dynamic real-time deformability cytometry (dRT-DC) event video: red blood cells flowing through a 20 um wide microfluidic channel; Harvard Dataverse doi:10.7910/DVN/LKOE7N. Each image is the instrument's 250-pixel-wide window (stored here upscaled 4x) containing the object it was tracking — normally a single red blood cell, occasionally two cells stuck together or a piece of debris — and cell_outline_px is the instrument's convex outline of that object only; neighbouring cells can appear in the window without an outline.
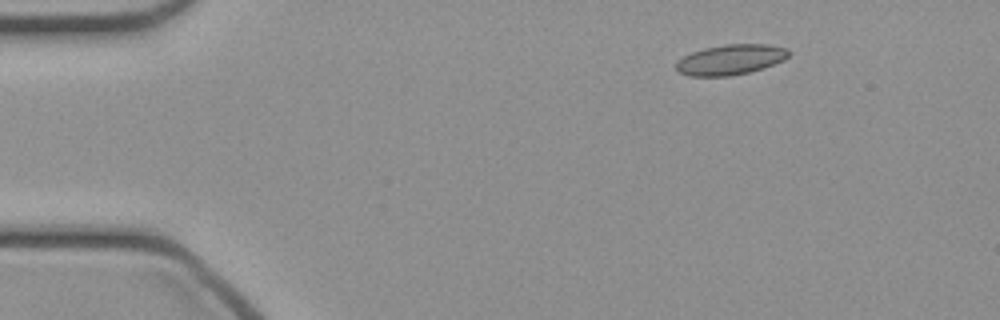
{"species": "common noctule bat (a hibernating species)", "species_latin": "Nyctalus noctula", "temperature_condition": "cold", "stored_images_in_passage": 43, "camera_frame_rate_fps": 3000, "um_per_image_px": 0.085, "animal": {"sex": "female", "body_mass_g": 21.9}, "frame": {"image": 1, "passage_image": 2, "time_ms": 0.333, "image_size_px": [1000, 320], "cell_outline_px": [[792, 52], [784, 60], [764, 68], [748, 72], [728, 76], [688, 76], [680, 72], [676, 68], [676, 64], [684, 56], [692, 52], [704, 48], [724, 44], [768, 44], [788, 48]], "centroid_in_image_um": [62.15, 5.06], "position_along_channel_um": 22.9, "area_um2": 19.88}}
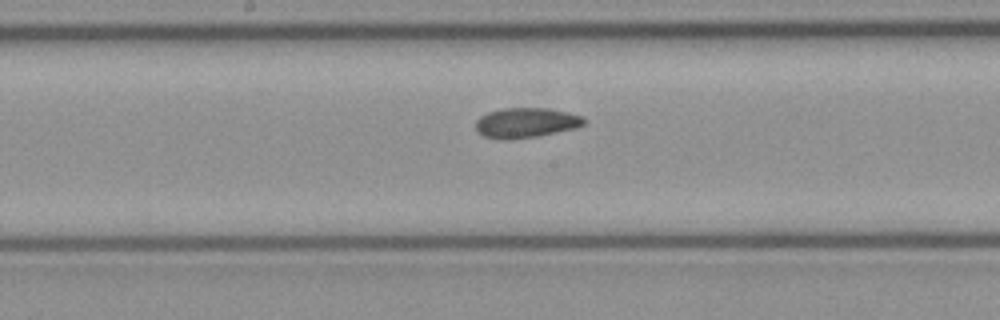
{"frame": {"image": 2, "passage_image": 20, "time_ms": 6.333, "image_size_px": [1000, 320], "cell_outline_px": [[588, 120], [584, 124], [576, 128], [536, 136], [508, 140], [500, 140], [484, 136], [476, 132], [476, 120], [480, 116], [488, 112], [500, 108], [548, 108], [568, 112], [584, 116]], "centroid_in_image_um": [44.71, 10.43], "position_along_channel_um": 203.5, "area_um2": 19.19}}
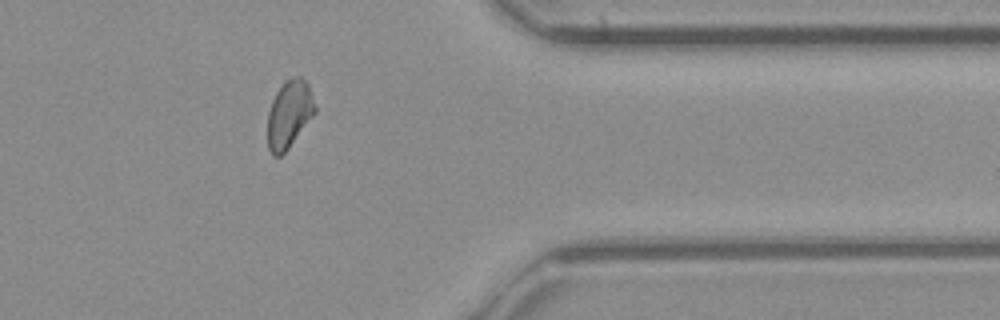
{"frame": {"image": 3, "passage_image": 34, "time_ms": 11.0, "image_size_px": [1000, 320], "cell_outline_px": [[316, 112], [288, 148], [280, 156], [272, 156], [268, 148], [268, 112], [272, 100], [276, 92], [284, 80], [296, 76], [300, 76], [308, 84], [316, 108]], "centroid_in_image_um": [24.57, 9.69], "position_along_channel_um": 386.8, "area_um2": 18.55}}